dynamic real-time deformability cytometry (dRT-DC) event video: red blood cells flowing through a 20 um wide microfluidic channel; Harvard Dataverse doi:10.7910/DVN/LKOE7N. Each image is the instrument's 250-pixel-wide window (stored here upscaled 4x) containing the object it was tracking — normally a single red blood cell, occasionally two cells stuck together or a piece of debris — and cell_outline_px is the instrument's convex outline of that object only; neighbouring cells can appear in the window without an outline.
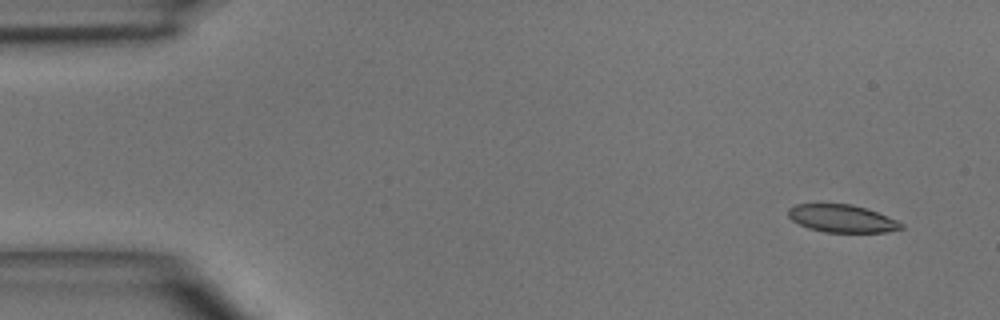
{"species": "common noctule bat (a hibernating species)", "species_latin": "Nyctalus noctula", "temperature_condition": "room temperature", "stored_images_in_passage": 4, "camera_frame_rate_fps": 3000, "um_per_image_px": 0.085, "animal": {"sex": "male", "body_mass_g": 15.6}, "frame": {"image": 1, "passage_image": 1, "time_ms": 0.0, "image_size_px": [1000, 320], "cell_outline_px": [[904, 228], [888, 232], [824, 232], [808, 228], [792, 220], [788, 216], [788, 208], [796, 204], [852, 204], [888, 216], [904, 224]], "centroid_in_image_um": [71.57, 18.58], "position_along_channel_um": 13.4, "area_um2": 18.15}}
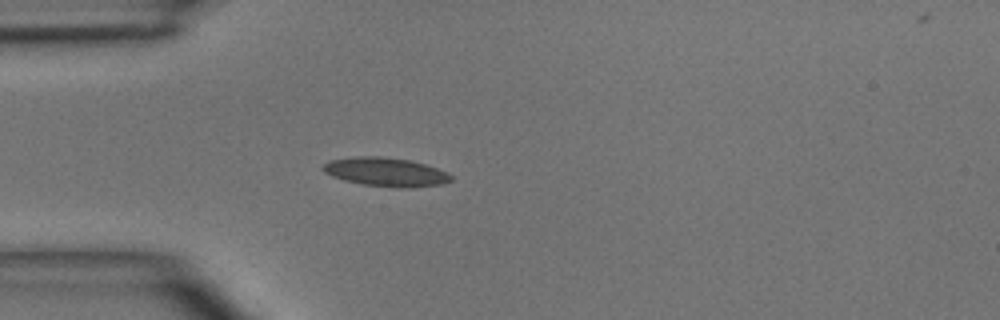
{"frame": {"image": 2, "passage_image": 4, "time_ms": 3.333, "image_size_px": [1000, 320], "cell_outline_px": [[452, 180], [444, 184], [412, 188], [400, 188], [360, 184], [344, 180], [332, 176], [324, 172], [320, 168], [328, 160], [356, 156], [380, 156], [408, 160], [424, 164], [448, 172], [452, 176]], "centroid_in_image_um": [32.78, 14.62], "position_along_channel_um": 52.2, "area_um2": 21.68}}